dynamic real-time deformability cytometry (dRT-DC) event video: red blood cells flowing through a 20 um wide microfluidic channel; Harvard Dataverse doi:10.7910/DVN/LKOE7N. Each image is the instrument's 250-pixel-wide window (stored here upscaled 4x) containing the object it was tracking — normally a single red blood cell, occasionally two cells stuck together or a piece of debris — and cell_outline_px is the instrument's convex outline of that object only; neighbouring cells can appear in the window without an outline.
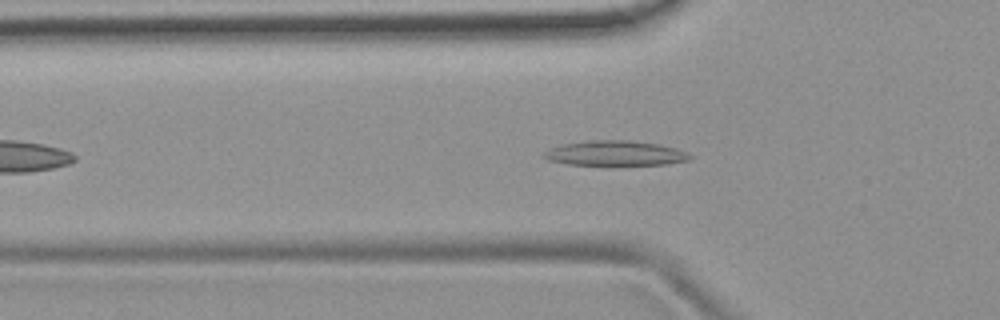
{"species": "common noctule bat (a hibernating species)", "species_latin": "Nyctalus noctula", "temperature_condition": "room temperature", "stored_images_in_passage": 45, "camera_frame_rate_fps": 3000, "um_per_image_px": 0.085, "animal": {"sex": "female", "body_mass_g": 19.9}, "frame": {"image": 1, "passage_image": 9, "time_ms": 2.667, "image_size_px": [1000, 320], "cell_outline_px": [[696, 156], [688, 160], [668, 164], [568, 164], [548, 160], [540, 156], [548, 148], [560, 144], [588, 140], [628, 140], [660, 144], [676, 148], [688, 152]], "centroid_in_image_um": [52.29, 13.01], "position_along_channel_um": 73.5, "area_um2": 21.33}}
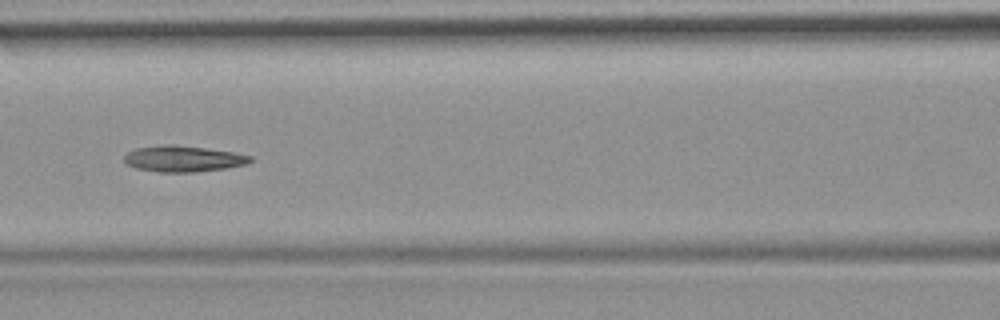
{"frame": {"image": 2, "passage_image": 15, "time_ms": 4.667, "image_size_px": [1000, 320], "cell_outline_px": [[252, 160], [248, 164], [224, 168], [196, 172], [160, 172], [136, 168], [124, 164], [124, 156], [128, 152], [136, 148], [160, 144], [172, 144], [204, 148], [232, 152], [252, 156]], "centroid_in_image_um": [15.53, 13.49], "position_along_channel_um": 151.1, "area_um2": 19.19}}
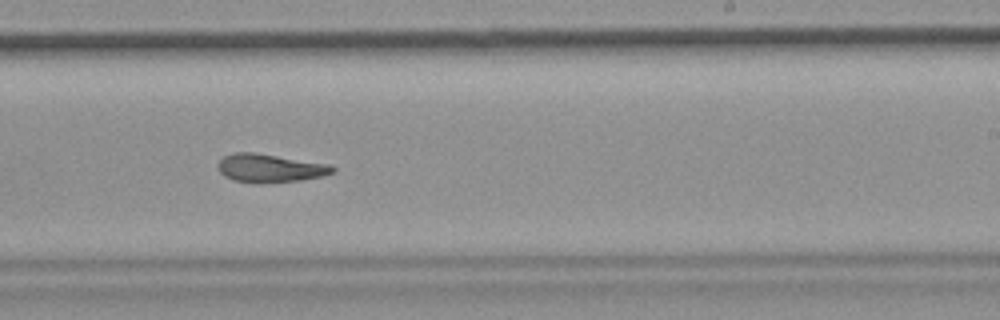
{"frame": {"image": 3, "passage_image": 24, "time_ms": 7.667, "image_size_px": [1000, 320], "cell_outline_px": [[336, 172], [324, 176], [300, 180], [256, 184], [232, 180], [224, 176], [220, 172], [216, 164], [224, 156], [236, 152], [252, 152], [328, 164], [336, 168]], "centroid_in_image_um": [22.93, 14.31], "position_along_channel_um": 266.1, "area_um2": 19.02}, "authors_computed_cell_mechanics": {"area_um2": 19.5942, "velocity_mm_per_s": 3.8551, "shape_relaxation_time_tau1_ms": 10.3578, "shape_relaxation_time_tau2_ms": 8.6017, "deformation_change_tau1": 0.2419, "deformation_change_tau2": 0.135}}